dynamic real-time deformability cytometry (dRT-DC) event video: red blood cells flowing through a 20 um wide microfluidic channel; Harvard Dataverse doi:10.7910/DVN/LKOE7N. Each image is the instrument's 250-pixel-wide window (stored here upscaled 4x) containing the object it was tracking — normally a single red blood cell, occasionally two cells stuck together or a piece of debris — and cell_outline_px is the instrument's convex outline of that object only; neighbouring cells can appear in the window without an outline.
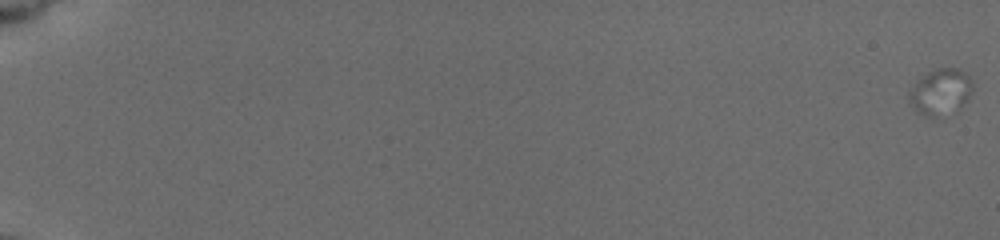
{"species": "common noctule bat (a hibernating species)", "species_latin": "Nyctalus noctula", "temperature_condition": "cold", "stored_images_in_passage": 17, "camera_frame_rate_fps": 3000, "um_per_image_px": 0.085, "animal": {"sex": "female", "body_mass_g": 19.5, "forearm_length_mm": 54.1}, "frame": {"image": 1, "passage_image": 1, "time_ms": 0.0, "image_size_px": [1000, 240], "cell_outline_px": [[972, 88], [968, 100], [964, 104], [928, 116], [924, 116], [916, 112], [912, 108], [908, 100], [908, 92], [916, 80], [920, 76], [928, 72], [940, 68], [960, 68], [972, 80]], "centroid_in_image_um": [79.89, 7.74], "position_along_channel_um": 5.1, "area_um2": 16.59}}
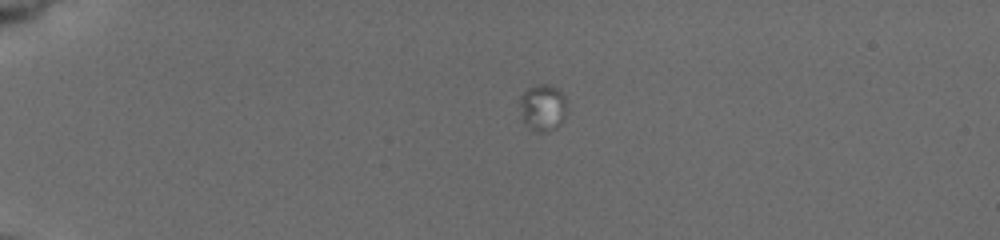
{"frame": {"image": 2, "passage_image": 13, "time_ms": 6.0, "image_size_px": [1000, 240], "cell_outline_px": [[564, 116], [560, 124], [556, 128], [544, 132], [540, 132], [532, 128], [524, 120], [520, 104], [520, 96], [528, 88], [536, 84], [552, 84], [564, 96]], "centroid_in_image_um": [46.13, 9.1], "position_along_channel_um": 38.9, "area_um2": 12.31}}